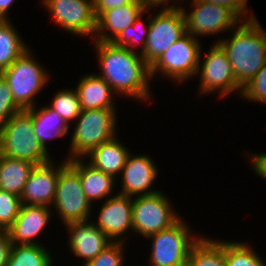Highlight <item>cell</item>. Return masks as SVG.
<instances>
[{
    "label": "cell",
    "mask_w": 266,
    "mask_h": 266,
    "mask_svg": "<svg viewBox=\"0 0 266 266\" xmlns=\"http://www.w3.org/2000/svg\"><path fill=\"white\" fill-rule=\"evenodd\" d=\"M98 61L103 78L114 93H122L137 100H147L149 96L150 66L141 54L113 42L95 41Z\"/></svg>",
    "instance_id": "1"
},
{
    "label": "cell",
    "mask_w": 266,
    "mask_h": 266,
    "mask_svg": "<svg viewBox=\"0 0 266 266\" xmlns=\"http://www.w3.org/2000/svg\"><path fill=\"white\" fill-rule=\"evenodd\" d=\"M246 20L232 29L230 39L214 42L227 53L233 74L241 87L253 79L266 62L265 31L254 14L250 13Z\"/></svg>",
    "instance_id": "2"
},
{
    "label": "cell",
    "mask_w": 266,
    "mask_h": 266,
    "mask_svg": "<svg viewBox=\"0 0 266 266\" xmlns=\"http://www.w3.org/2000/svg\"><path fill=\"white\" fill-rule=\"evenodd\" d=\"M0 154L36 165L52 161L48 151L37 140L32 116L26 110L14 114L0 127Z\"/></svg>",
    "instance_id": "3"
},
{
    "label": "cell",
    "mask_w": 266,
    "mask_h": 266,
    "mask_svg": "<svg viewBox=\"0 0 266 266\" xmlns=\"http://www.w3.org/2000/svg\"><path fill=\"white\" fill-rule=\"evenodd\" d=\"M116 109L81 110L71 137L70 156L81 158L116 134Z\"/></svg>",
    "instance_id": "4"
},
{
    "label": "cell",
    "mask_w": 266,
    "mask_h": 266,
    "mask_svg": "<svg viewBox=\"0 0 266 266\" xmlns=\"http://www.w3.org/2000/svg\"><path fill=\"white\" fill-rule=\"evenodd\" d=\"M148 24V36L141 56L151 67L173 43L186 34L182 7L163 5L159 13L150 17Z\"/></svg>",
    "instance_id": "5"
},
{
    "label": "cell",
    "mask_w": 266,
    "mask_h": 266,
    "mask_svg": "<svg viewBox=\"0 0 266 266\" xmlns=\"http://www.w3.org/2000/svg\"><path fill=\"white\" fill-rule=\"evenodd\" d=\"M31 49L26 50L12 65L1 74L6 79L15 103L26 110L35 106L38 92L44 88L48 73L34 60ZM32 56V57H31Z\"/></svg>",
    "instance_id": "6"
},
{
    "label": "cell",
    "mask_w": 266,
    "mask_h": 266,
    "mask_svg": "<svg viewBox=\"0 0 266 266\" xmlns=\"http://www.w3.org/2000/svg\"><path fill=\"white\" fill-rule=\"evenodd\" d=\"M53 205L63 224L90 220L91 202L83 192L78 172L68 159L60 164Z\"/></svg>",
    "instance_id": "7"
},
{
    "label": "cell",
    "mask_w": 266,
    "mask_h": 266,
    "mask_svg": "<svg viewBox=\"0 0 266 266\" xmlns=\"http://www.w3.org/2000/svg\"><path fill=\"white\" fill-rule=\"evenodd\" d=\"M181 218L171 227L149 235L152 238L151 266H184L188 263L192 246L200 237L191 236Z\"/></svg>",
    "instance_id": "8"
},
{
    "label": "cell",
    "mask_w": 266,
    "mask_h": 266,
    "mask_svg": "<svg viewBox=\"0 0 266 266\" xmlns=\"http://www.w3.org/2000/svg\"><path fill=\"white\" fill-rule=\"evenodd\" d=\"M201 45L195 36L186 33L173 43L150 67L151 78L157 73L176 80L177 84L197 74Z\"/></svg>",
    "instance_id": "9"
},
{
    "label": "cell",
    "mask_w": 266,
    "mask_h": 266,
    "mask_svg": "<svg viewBox=\"0 0 266 266\" xmlns=\"http://www.w3.org/2000/svg\"><path fill=\"white\" fill-rule=\"evenodd\" d=\"M162 193L159 191L133 199L132 225L135 234L148 237L171 227L181 218L171 208L167 196Z\"/></svg>",
    "instance_id": "10"
},
{
    "label": "cell",
    "mask_w": 266,
    "mask_h": 266,
    "mask_svg": "<svg viewBox=\"0 0 266 266\" xmlns=\"http://www.w3.org/2000/svg\"><path fill=\"white\" fill-rule=\"evenodd\" d=\"M205 56L202 66L199 60L197 68V73L200 72L199 93L219 91V96L224 97L239 90L241 95L242 87L236 81L230 60L223 48L218 43L212 44Z\"/></svg>",
    "instance_id": "11"
},
{
    "label": "cell",
    "mask_w": 266,
    "mask_h": 266,
    "mask_svg": "<svg viewBox=\"0 0 266 266\" xmlns=\"http://www.w3.org/2000/svg\"><path fill=\"white\" fill-rule=\"evenodd\" d=\"M190 13L183 10L186 33L192 36L215 35L232 30L241 20L226 6L192 0Z\"/></svg>",
    "instance_id": "12"
},
{
    "label": "cell",
    "mask_w": 266,
    "mask_h": 266,
    "mask_svg": "<svg viewBox=\"0 0 266 266\" xmlns=\"http://www.w3.org/2000/svg\"><path fill=\"white\" fill-rule=\"evenodd\" d=\"M56 24L76 35H91L96 31L93 0H43Z\"/></svg>",
    "instance_id": "13"
},
{
    "label": "cell",
    "mask_w": 266,
    "mask_h": 266,
    "mask_svg": "<svg viewBox=\"0 0 266 266\" xmlns=\"http://www.w3.org/2000/svg\"><path fill=\"white\" fill-rule=\"evenodd\" d=\"M110 196L101 206L98 221L94 223L112 242H123L120 238L132 229L133 200L132 197L117 194ZM114 239V240H113Z\"/></svg>",
    "instance_id": "14"
},
{
    "label": "cell",
    "mask_w": 266,
    "mask_h": 266,
    "mask_svg": "<svg viewBox=\"0 0 266 266\" xmlns=\"http://www.w3.org/2000/svg\"><path fill=\"white\" fill-rule=\"evenodd\" d=\"M121 174L122 189L119 194L135 197L159 192L150 190L157 178L158 170L148 155L133 156L129 154Z\"/></svg>",
    "instance_id": "15"
},
{
    "label": "cell",
    "mask_w": 266,
    "mask_h": 266,
    "mask_svg": "<svg viewBox=\"0 0 266 266\" xmlns=\"http://www.w3.org/2000/svg\"><path fill=\"white\" fill-rule=\"evenodd\" d=\"M60 166L54 167L53 161L36 165L27 180L20 196L22 205H53Z\"/></svg>",
    "instance_id": "16"
},
{
    "label": "cell",
    "mask_w": 266,
    "mask_h": 266,
    "mask_svg": "<svg viewBox=\"0 0 266 266\" xmlns=\"http://www.w3.org/2000/svg\"><path fill=\"white\" fill-rule=\"evenodd\" d=\"M69 234V249L73 255L84 259V265L94 259L112 241L94 223L87 221L66 224Z\"/></svg>",
    "instance_id": "17"
},
{
    "label": "cell",
    "mask_w": 266,
    "mask_h": 266,
    "mask_svg": "<svg viewBox=\"0 0 266 266\" xmlns=\"http://www.w3.org/2000/svg\"><path fill=\"white\" fill-rule=\"evenodd\" d=\"M49 209L51 207L22 205L15 222L7 230L12 244H39L34 238L45 230L52 213Z\"/></svg>",
    "instance_id": "18"
},
{
    "label": "cell",
    "mask_w": 266,
    "mask_h": 266,
    "mask_svg": "<svg viewBox=\"0 0 266 266\" xmlns=\"http://www.w3.org/2000/svg\"><path fill=\"white\" fill-rule=\"evenodd\" d=\"M145 11H148V9L143 3L125 4L122 7L104 11L96 19L94 36H97L92 39L94 41L112 42L127 27L133 25L134 21ZM108 32L112 34L109 35Z\"/></svg>",
    "instance_id": "19"
},
{
    "label": "cell",
    "mask_w": 266,
    "mask_h": 266,
    "mask_svg": "<svg viewBox=\"0 0 266 266\" xmlns=\"http://www.w3.org/2000/svg\"><path fill=\"white\" fill-rule=\"evenodd\" d=\"M83 161L82 157L68 159V163L78 172L86 198L91 204L104 197L108 199L107 195H111L115 178Z\"/></svg>",
    "instance_id": "20"
},
{
    "label": "cell",
    "mask_w": 266,
    "mask_h": 266,
    "mask_svg": "<svg viewBox=\"0 0 266 266\" xmlns=\"http://www.w3.org/2000/svg\"><path fill=\"white\" fill-rule=\"evenodd\" d=\"M79 102L82 110L115 109L114 91L98 74H88L77 85Z\"/></svg>",
    "instance_id": "21"
},
{
    "label": "cell",
    "mask_w": 266,
    "mask_h": 266,
    "mask_svg": "<svg viewBox=\"0 0 266 266\" xmlns=\"http://www.w3.org/2000/svg\"><path fill=\"white\" fill-rule=\"evenodd\" d=\"M128 151L115 136L94 148L86 155V158L87 156L90 157L89 163L95 168L116 178V175L122 172L127 157L130 154Z\"/></svg>",
    "instance_id": "22"
},
{
    "label": "cell",
    "mask_w": 266,
    "mask_h": 266,
    "mask_svg": "<svg viewBox=\"0 0 266 266\" xmlns=\"http://www.w3.org/2000/svg\"><path fill=\"white\" fill-rule=\"evenodd\" d=\"M36 106L26 109L32 116L33 128L37 140L45 150L46 140L55 137H64L69 132V124L50 106L36 110Z\"/></svg>",
    "instance_id": "23"
},
{
    "label": "cell",
    "mask_w": 266,
    "mask_h": 266,
    "mask_svg": "<svg viewBox=\"0 0 266 266\" xmlns=\"http://www.w3.org/2000/svg\"><path fill=\"white\" fill-rule=\"evenodd\" d=\"M36 164L0 154V189L21 196Z\"/></svg>",
    "instance_id": "24"
},
{
    "label": "cell",
    "mask_w": 266,
    "mask_h": 266,
    "mask_svg": "<svg viewBox=\"0 0 266 266\" xmlns=\"http://www.w3.org/2000/svg\"><path fill=\"white\" fill-rule=\"evenodd\" d=\"M8 20H0V73L12 65L29 48Z\"/></svg>",
    "instance_id": "25"
},
{
    "label": "cell",
    "mask_w": 266,
    "mask_h": 266,
    "mask_svg": "<svg viewBox=\"0 0 266 266\" xmlns=\"http://www.w3.org/2000/svg\"><path fill=\"white\" fill-rule=\"evenodd\" d=\"M219 241L200 237L190 250L188 264L190 266H226L225 242Z\"/></svg>",
    "instance_id": "26"
},
{
    "label": "cell",
    "mask_w": 266,
    "mask_h": 266,
    "mask_svg": "<svg viewBox=\"0 0 266 266\" xmlns=\"http://www.w3.org/2000/svg\"><path fill=\"white\" fill-rule=\"evenodd\" d=\"M41 244H12L6 266H52V257Z\"/></svg>",
    "instance_id": "27"
},
{
    "label": "cell",
    "mask_w": 266,
    "mask_h": 266,
    "mask_svg": "<svg viewBox=\"0 0 266 266\" xmlns=\"http://www.w3.org/2000/svg\"><path fill=\"white\" fill-rule=\"evenodd\" d=\"M226 266H266L247 243L225 241Z\"/></svg>",
    "instance_id": "28"
},
{
    "label": "cell",
    "mask_w": 266,
    "mask_h": 266,
    "mask_svg": "<svg viewBox=\"0 0 266 266\" xmlns=\"http://www.w3.org/2000/svg\"><path fill=\"white\" fill-rule=\"evenodd\" d=\"M50 107L55 110L69 125L70 121L75 120L81 113L78 93L72 89H61L55 93Z\"/></svg>",
    "instance_id": "29"
},
{
    "label": "cell",
    "mask_w": 266,
    "mask_h": 266,
    "mask_svg": "<svg viewBox=\"0 0 266 266\" xmlns=\"http://www.w3.org/2000/svg\"><path fill=\"white\" fill-rule=\"evenodd\" d=\"M143 13L134 21L133 25L127 27L120 35H118L112 42L116 46L126 47L131 51H135V45L141 46V52H143L148 36L149 25L144 27L142 17Z\"/></svg>",
    "instance_id": "30"
},
{
    "label": "cell",
    "mask_w": 266,
    "mask_h": 266,
    "mask_svg": "<svg viewBox=\"0 0 266 266\" xmlns=\"http://www.w3.org/2000/svg\"><path fill=\"white\" fill-rule=\"evenodd\" d=\"M22 207L19 196L0 189V231H7Z\"/></svg>",
    "instance_id": "31"
},
{
    "label": "cell",
    "mask_w": 266,
    "mask_h": 266,
    "mask_svg": "<svg viewBox=\"0 0 266 266\" xmlns=\"http://www.w3.org/2000/svg\"><path fill=\"white\" fill-rule=\"evenodd\" d=\"M241 96L253 102L266 104V62L255 77L242 87Z\"/></svg>",
    "instance_id": "32"
},
{
    "label": "cell",
    "mask_w": 266,
    "mask_h": 266,
    "mask_svg": "<svg viewBox=\"0 0 266 266\" xmlns=\"http://www.w3.org/2000/svg\"><path fill=\"white\" fill-rule=\"evenodd\" d=\"M124 242H112L84 266H123Z\"/></svg>",
    "instance_id": "33"
},
{
    "label": "cell",
    "mask_w": 266,
    "mask_h": 266,
    "mask_svg": "<svg viewBox=\"0 0 266 266\" xmlns=\"http://www.w3.org/2000/svg\"><path fill=\"white\" fill-rule=\"evenodd\" d=\"M20 111L22 109L15 103L9 85L0 73V127Z\"/></svg>",
    "instance_id": "34"
},
{
    "label": "cell",
    "mask_w": 266,
    "mask_h": 266,
    "mask_svg": "<svg viewBox=\"0 0 266 266\" xmlns=\"http://www.w3.org/2000/svg\"><path fill=\"white\" fill-rule=\"evenodd\" d=\"M216 5H223L230 9L241 21L243 16H246L247 0H202Z\"/></svg>",
    "instance_id": "35"
},
{
    "label": "cell",
    "mask_w": 266,
    "mask_h": 266,
    "mask_svg": "<svg viewBox=\"0 0 266 266\" xmlns=\"http://www.w3.org/2000/svg\"><path fill=\"white\" fill-rule=\"evenodd\" d=\"M142 3L140 0H93L96 19L106 10L122 7L125 4Z\"/></svg>",
    "instance_id": "36"
},
{
    "label": "cell",
    "mask_w": 266,
    "mask_h": 266,
    "mask_svg": "<svg viewBox=\"0 0 266 266\" xmlns=\"http://www.w3.org/2000/svg\"><path fill=\"white\" fill-rule=\"evenodd\" d=\"M12 241L8 231H0V266H6L10 257Z\"/></svg>",
    "instance_id": "37"
},
{
    "label": "cell",
    "mask_w": 266,
    "mask_h": 266,
    "mask_svg": "<svg viewBox=\"0 0 266 266\" xmlns=\"http://www.w3.org/2000/svg\"><path fill=\"white\" fill-rule=\"evenodd\" d=\"M249 159L252 160L251 163H253L252 167L255 173L266 180V153L252 155Z\"/></svg>",
    "instance_id": "38"
},
{
    "label": "cell",
    "mask_w": 266,
    "mask_h": 266,
    "mask_svg": "<svg viewBox=\"0 0 266 266\" xmlns=\"http://www.w3.org/2000/svg\"><path fill=\"white\" fill-rule=\"evenodd\" d=\"M15 2L14 0H0V20H7V11L11 5ZM7 14V15H6Z\"/></svg>",
    "instance_id": "39"
},
{
    "label": "cell",
    "mask_w": 266,
    "mask_h": 266,
    "mask_svg": "<svg viewBox=\"0 0 266 266\" xmlns=\"http://www.w3.org/2000/svg\"><path fill=\"white\" fill-rule=\"evenodd\" d=\"M147 9L151 10L150 8L158 7L162 4H167L170 0H140ZM172 1V0H171ZM176 1V0H175ZM181 1V0H180Z\"/></svg>",
    "instance_id": "40"
}]
</instances>
